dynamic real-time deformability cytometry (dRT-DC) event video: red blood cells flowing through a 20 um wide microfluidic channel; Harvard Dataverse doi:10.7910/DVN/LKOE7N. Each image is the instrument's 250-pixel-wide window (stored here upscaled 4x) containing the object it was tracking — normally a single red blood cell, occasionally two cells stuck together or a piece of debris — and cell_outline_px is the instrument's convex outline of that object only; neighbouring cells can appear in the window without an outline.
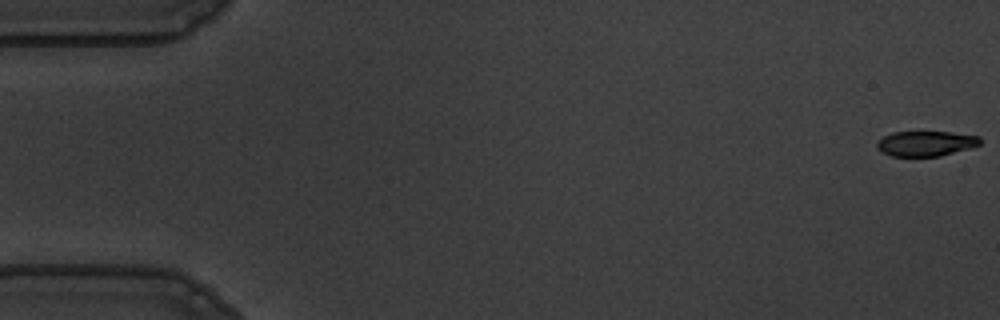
{"species": "common noctule bat (a hibernating species)", "species_latin": "Nyctalus noctula", "temperature_condition": "warm", "stored_images_in_passage": 57, "camera_frame_rate_fps": 3000, "um_per_image_px": 0.085, "animal": {"sex": "male", "body_mass_g": 19.5, "forearm_length_mm": 54.6}, "frame": {"image": 1, "passage_image": 1, "time_ms": 0.0, "image_size_px": [1000, 320], "cell_outline_px": [[980, 144], [968, 148], [940, 156], [892, 156], [876, 148], [876, 144], [884, 136], [892, 132], [948, 132], [980, 136]], "centroid_in_image_um": [78.68, 12.19], "position_along_channel_um": 6.3, "area_um2": 14.85}}
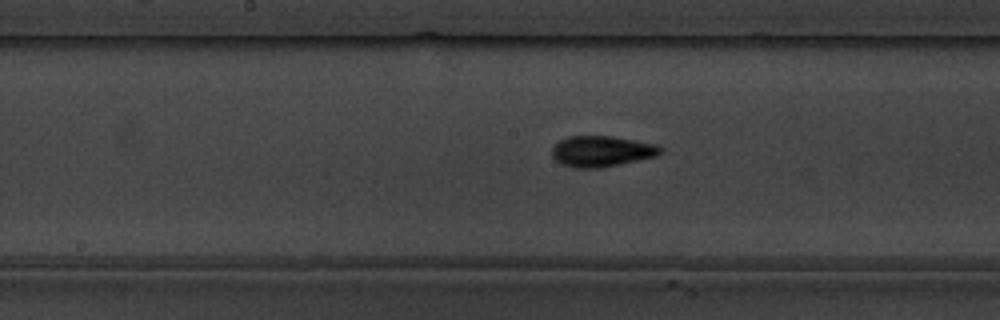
{"frame": {"image": 2, "passage_image": 29, "time_ms": 9.333, "image_size_px": [1000, 320], "cell_outline_px": [[664, 148], [656, 156], [620, 164], [600, 168], [572, 168], [560, 164], [552, 156], [552, 148], [560, 140], [568, 136], [612, 136], [656, 144]], "centroid_in_image_um": [51.12, 12.86], "position_along_channel_um": 197.1, "area_um2": 19.54}}
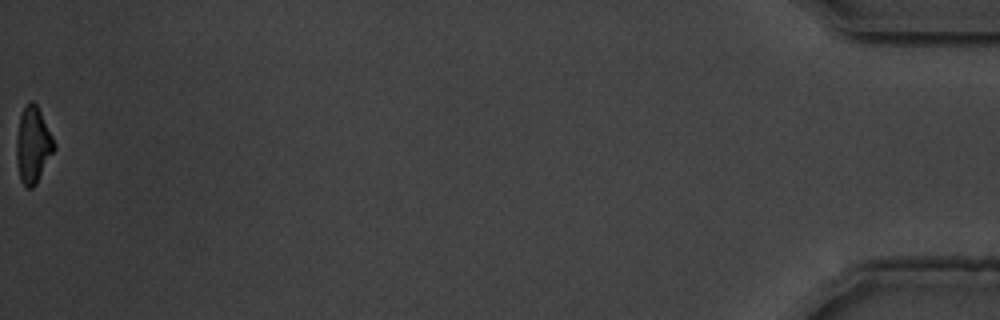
{"frame": {"image": 3, "passage_image": 57, "time_ms": 18.667, "image_size_px": [1000, 320], "cell_outline_px": [[56, 148], [36, 184], [32, 188], [28, 188], [20, 180], [16, 160], [16, 140], [20, 116], [24, 108], [32, 100], [36, 104], [56, 144]], "centroid_in_image_um": [2.8, 12.36], "position_along_channel_um": 432.4, "area_um2": 16.53}, "authors_computed_cell_mechanics": {"area_um2": 17.4556, "velocity_mm_per_s": 3.6072, "shape_relaxation_time_tau1_ms": 3.3627, "shape_relaxation_time_tau2_ms": 1.9682, "deformation_change_tau1": 0.1609, "deformation_change_tau2": 0.0729}}